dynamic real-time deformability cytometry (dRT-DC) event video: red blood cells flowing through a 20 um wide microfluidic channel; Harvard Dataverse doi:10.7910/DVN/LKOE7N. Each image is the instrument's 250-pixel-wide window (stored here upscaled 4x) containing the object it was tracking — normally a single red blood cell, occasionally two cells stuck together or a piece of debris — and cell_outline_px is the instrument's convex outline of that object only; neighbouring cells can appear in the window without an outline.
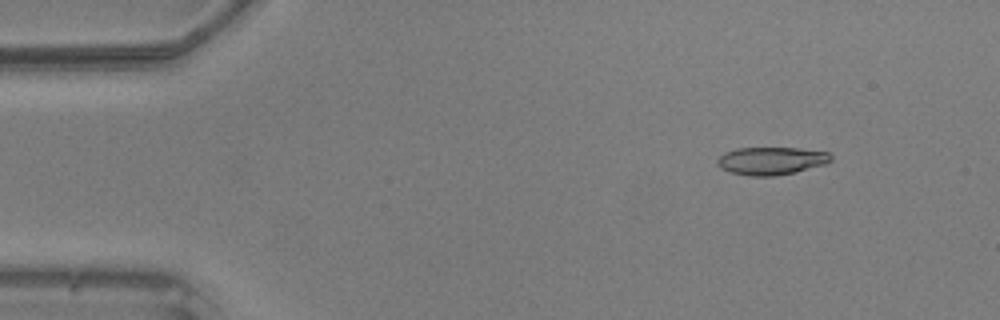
{"species": "common noctule bat (a hibernating species)", "species_latin": "Nyctalus noctula", "temperature_condition": "warm", "stored_images_in_passage": 11, "segment_of_instrument_passage": [2, 2], "camera_frame_rate_fps": 3000, "um_per_image_px": 0.085, "animal": {"sex": "male", "body_mass_g": 20.5, "forearm_length_mm": 52.5}, "frame": {"image": 1, "passage_image": 11, "time_ms": 3.333, "image_size_px": [1000, 320], "cell_outline_px": [[832, 160], [828, 164], [796, 172], [776, 176], [748, 176], [728, 172], [720, 168], [716, 164], [716, 160], [724, 152], [736, 148], [800, 148], [828, 152], [832, 156]], "centroid_in_image_um": [65.56, 13.68], "position_along_channel_um": 19.4, "area_um2": 18.79}}